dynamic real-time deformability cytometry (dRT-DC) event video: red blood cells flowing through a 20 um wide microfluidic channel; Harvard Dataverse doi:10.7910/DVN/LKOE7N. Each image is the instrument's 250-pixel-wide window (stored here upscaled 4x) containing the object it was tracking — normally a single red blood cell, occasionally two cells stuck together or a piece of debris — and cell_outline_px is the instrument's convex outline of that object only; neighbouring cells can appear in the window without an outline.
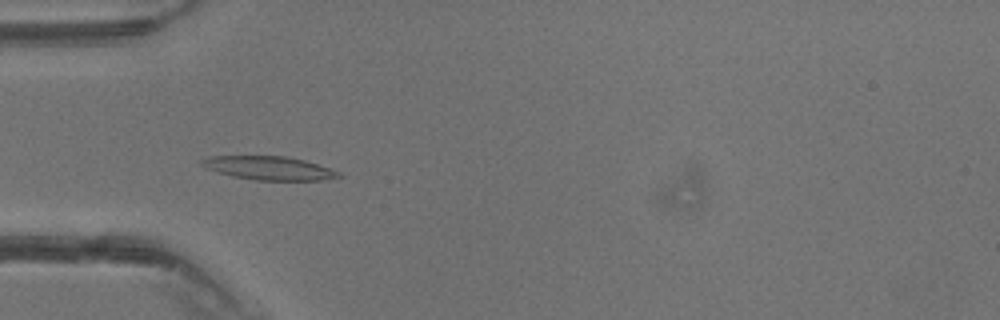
{"species": "common noctule bat (a hibernating species)", "species_latin": "Nyctalus noctula", "temperature_condition": "warm", "stored_images_in_passage": 40, "camera_frame_rate_fps": 3000, "um_per_image_px": 0.085, "animal": {"sex": "male", "body_mass_g": 13.3}, "frame": {"image": 1, "passage_image": 13, "time_ms": 4.0, "image_size_px": [1000, 320], "cell_outline_px": [[344, 176], [320, 180], [256, 180], [232, 176], [216, 172], [204, 168], [200, 164], [200, 160], [208, 156], [288, 156], [304, 160], [340, 172]], "centroid_in_image_um": [22.81, 14.28], "position_along_channel_um": 62.2, "area_um2": 18.84}}
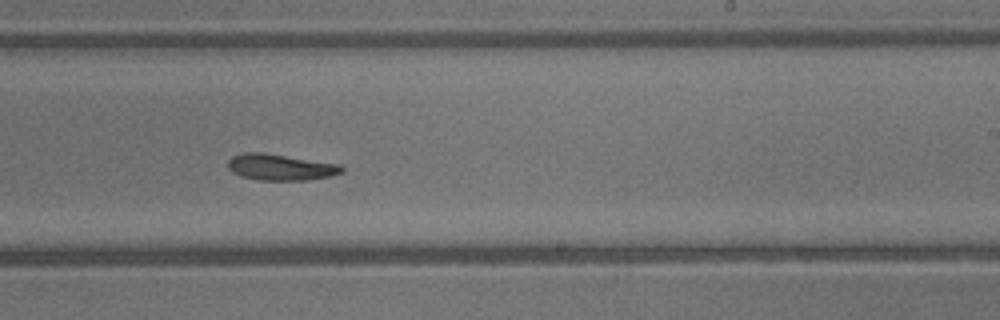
{"frame": {"image": 2, "passage_image": 25, "time_ms": 8.0, "image_size_px": [1000, 320], "cell_outline_px": [[344, 172], [332, 176], [308, 180], [260, 180], [244, 176], [232, 172], [228, 168], [228, 160], [232, 156], [244, 152], [260, 152], [340, 164], [344, 168]], "centroid_in_image_um": [23.87, 14.21], "position_along_channel_um": 265.1, "area_um2": 17.34}}
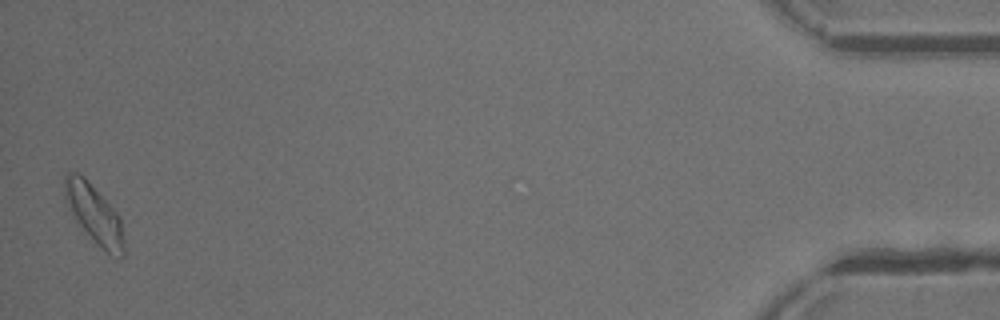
{"frame": {"image": 3, "passage_image": 40, "time_ms": 13.0, "image_size_px": [1000, 320], "cell_outline_px": [[124, 256], [116, 260], [96, 244], [80, 224], [68, 208], [64, 196], [64, 180], [68, 172], [76, 172], [84, 176], [120, 216], [124, 240]], "centroid_in_image_um": [8.04, 18.23], "position_along_channel_um": 427.2, "area_um2": 20.29}}